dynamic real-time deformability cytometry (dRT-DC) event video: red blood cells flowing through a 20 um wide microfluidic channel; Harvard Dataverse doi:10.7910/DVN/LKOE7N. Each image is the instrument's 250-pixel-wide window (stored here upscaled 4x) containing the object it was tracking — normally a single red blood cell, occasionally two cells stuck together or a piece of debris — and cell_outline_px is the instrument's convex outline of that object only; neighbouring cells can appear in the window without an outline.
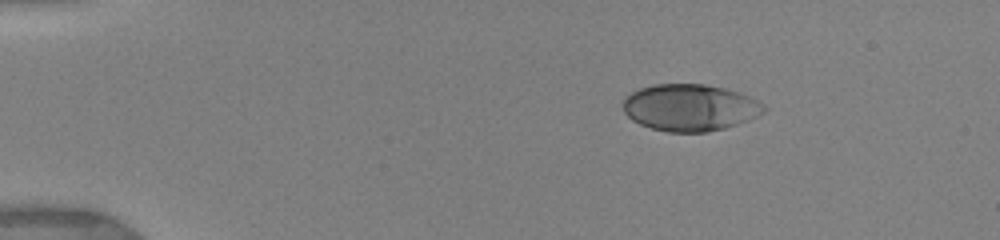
{"species": "human", "species_latin": "Homo sapiens", "temperature_condition": "warm", "stored_images_in_passage": 5, "camera_frame_rate_fps": 3000, "um_per_image_px": 0.085, "donor": {"sex": "female"}, "frame": {"image": 1, "passage_image": 1, "time_ms": 0.0, "image_size_px": [1000, 240], "cell_outline_px": [[768, 108], [764, 112], [748, 120], [724, 128], [708, 132], [668, 132], [652, 128], [640, 124], [632, 120], [624, 112], [624, 96], [640, 88], [656, 84], [704, 84], [724, 88], [740, 92], [764, 104]], "centroid_in_image_um": [58.65, 9.14], "position_along_channel_um": 26.4, "area_um2": 38.38}}
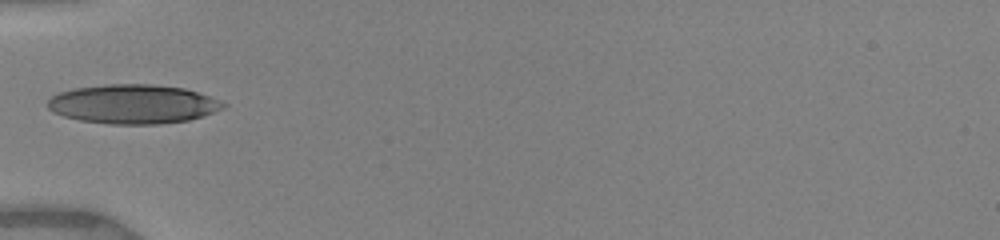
{"frame": {"image": 2, "passage_image": 4, "time_ms": 3.333, "image_size_px": [1000, 240], "cell_outline_px": [[228, 104], [224, 108], [204, 116], [188, 120], [160, 124], [112, 124], [80, 120], [64, 116], [52, 112], [48, 108], [48, 100], [52, 96], [60, 92], [72, 88], [104, 84], [152, 84], [184, 88], [220, 100]], "centroid_in_image_um": [11.31, 8.84], "position_along_channel_um": 73.7, "area_um2": 40.17}}